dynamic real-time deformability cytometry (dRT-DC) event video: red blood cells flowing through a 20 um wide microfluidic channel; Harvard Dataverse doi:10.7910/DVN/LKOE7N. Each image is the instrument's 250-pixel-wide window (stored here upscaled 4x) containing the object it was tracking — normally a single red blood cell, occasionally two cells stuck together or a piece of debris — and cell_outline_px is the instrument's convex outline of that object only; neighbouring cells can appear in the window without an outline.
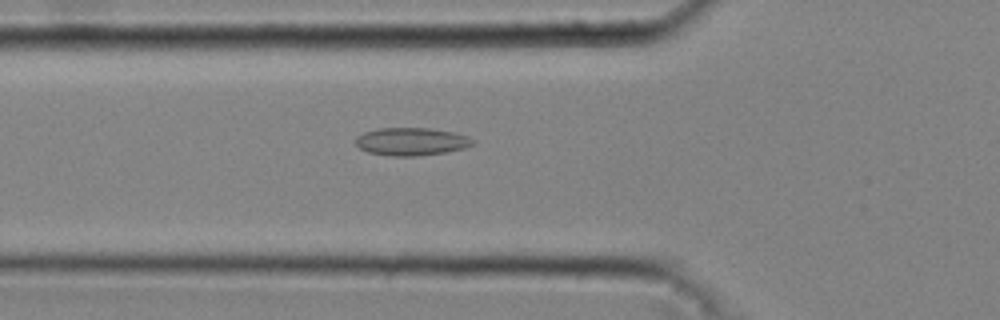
{"species": "common noctule bat (a hibernating species)", "species_latin": "Nyctalus noctula", "temperature_condition": "cold", "stored_images_in_passage": 42, "camera_frame_rate_fps": 3000, "um_per_image_px": 0.085, "animal": {"sex": "male", "body_mass_g": 20.4}, "frame": {"image": 1, "passage_image": 16, "time_ms": 5.0, "image_size_px": [1000, 320], "cell_outline_px": [[476, 144], [464, 148], [444, 152], [416, 156], [392, 156], [368, 152], [360, 148], [356, 144], [356, 136], [364, 132], [376, 128], [428, 128], [452, 132], [468, 136], [476, 140]], "centroid_in_image_um": [34.98, 12.03], "position_along_channel_um": 90.8, "area_um2": 19.02}}
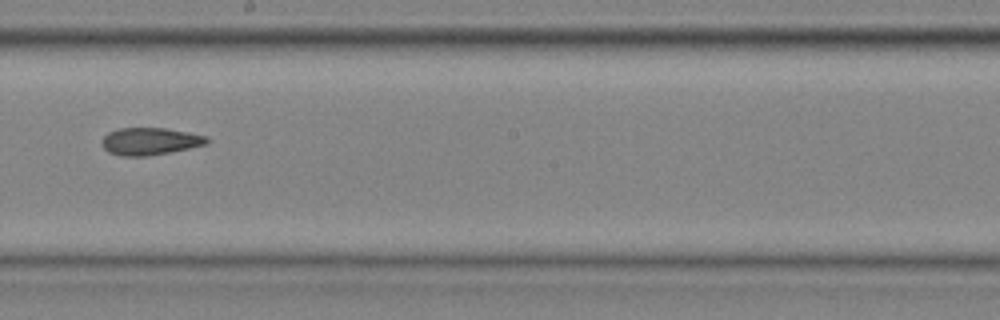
{"frame": {"image": 2, "passage_image": 26, "time_ms": 8.333, "image_size_px": [1000, 320], "cell_outline_px": [[212, 140], [208, 144], [148, 156], [120, 156], [108, 152], [104, 148], [100, 140], [108, 132], [120, 128], [164, 128], [188, 132], [208, 136]], "centroid_in_image_um": [12.76, 12.01], "position_along_channel_um": 235.4, "area_um2": 16.82}}
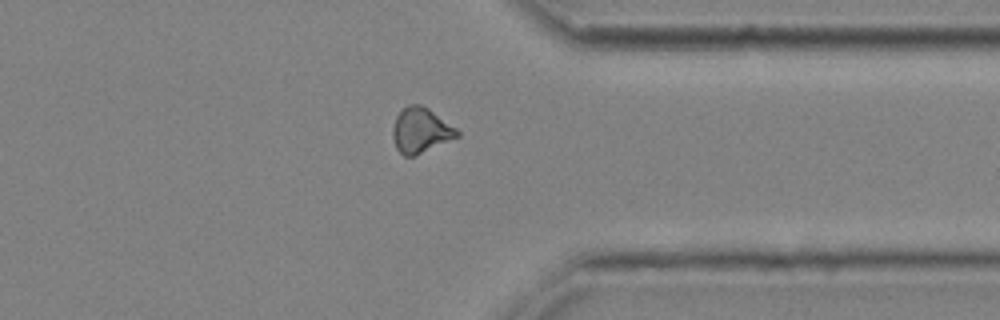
{"frame": {"image": 3, "passage_image": 36, "time_ms": 11.667, "image_size_px": [1000, 320], "cell_outline_px": [[460, 136], [412, 156], [404, 156], [396, 148], [392, 136], [392, 128], [396, 116], [408, 104], [420, 104], [428, 108], [456, 128], [460, 132]], "centroid_in_image_um": [35.74, 11.07], "position_along_channel_um": 375.7, "area_um2": 16.7}, "authors_computed_cell_mechanics": {"area_um2": 17.34, "velocity_mm_per_s": 4.3298, "shape_relaxation_time_tau1_ms": null, "shape_relaxation_time_tau2_ms": 4.1683, "deformation_change_tau1": null, "deformation_change_tau2": 0.1122}}